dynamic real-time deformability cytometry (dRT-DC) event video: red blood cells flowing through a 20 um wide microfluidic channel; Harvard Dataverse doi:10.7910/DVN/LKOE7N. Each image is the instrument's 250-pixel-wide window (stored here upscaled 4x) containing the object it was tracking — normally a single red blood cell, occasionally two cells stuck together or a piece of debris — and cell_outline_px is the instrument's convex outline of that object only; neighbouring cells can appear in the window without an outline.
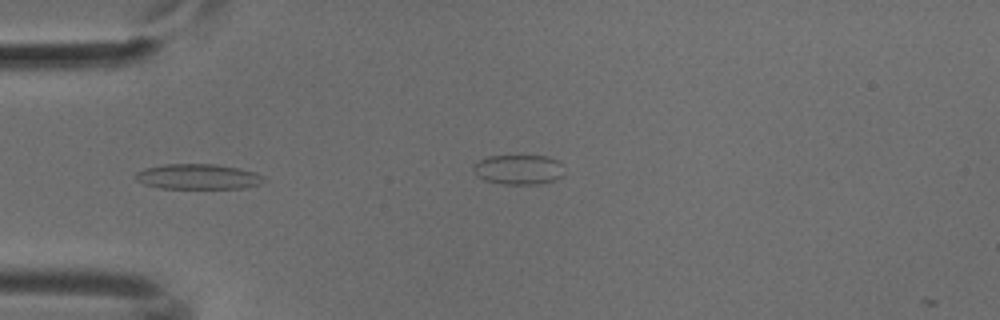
{"species": "common noctule bat (a hibernating species)", "species_latin": "Nyctalus noctula", "temperature_condition": "cold", "stored_images_in_passage": 42, "camera_frame_rate_fps": 3000, "um_per_image_px": 0.085, "animal": {"sex": "male", "body_mass_g": 18.8}, "frame": {"image": 1, "passage_image": 17, "time_ms": 5.333, "image_size_px": [1000, 320], "cell_outline_px": [[264, 176], [260, 184], [244, 188], [160, 188], [144, 184], [136, 180], [136, 172], [144, 168], [164, 164], [216, 164], [256, 172]], "centroid_in_image_um": [16.8, 15.01], "position_along_channel_um": 68.2, "area_um2": 18.79}}
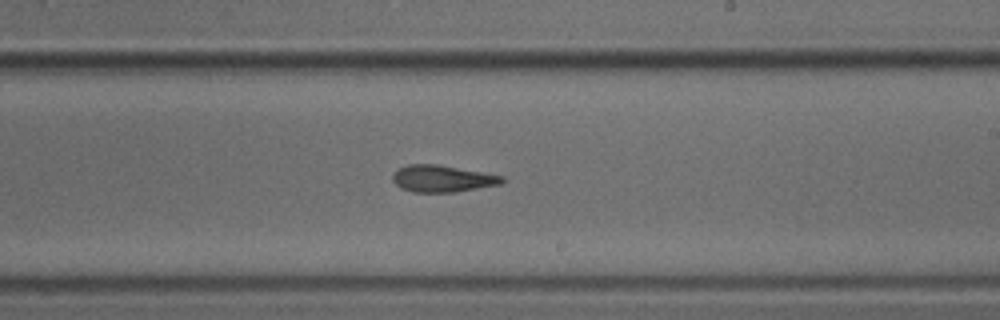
{"frame": {"image": 2, "passage_image": 31, "time_ms": 10.0, "image_size_px": [1000, 320], "cell_outline_px": [[504, 180], [500, 184], [456, 192], [412, 192], [400, 188], [392, 180], [392, 176], [396, 168], [408, 164], [436, 164], [504, 176]], "centroid_in_image_um": [37.54, 15.18], "position_along_channel_um": 251.5, "area_um2": 17.11}}
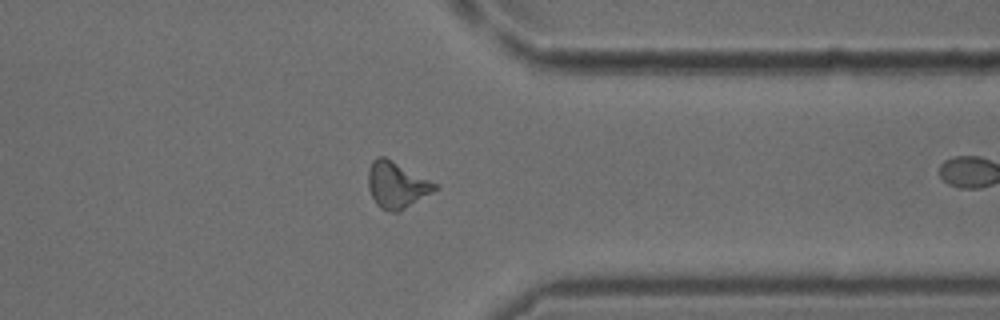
{"frame": {"image": 3, "passage_image": 41, "time_ms": 13.333, "image_size_px": [1000, 320], "cell_outline_px": [[440, 188], [400, 212], [388, 212], [380, 208], [376, 204], [368, 188], [368, 168], [372, 160], [376, 156], [384, 156], [392, 160], [436, 184]], "centroid_in_image_um": [33.69, 15.74], "position_along_channel_um": 377.7, "area_um2": 18.09}}